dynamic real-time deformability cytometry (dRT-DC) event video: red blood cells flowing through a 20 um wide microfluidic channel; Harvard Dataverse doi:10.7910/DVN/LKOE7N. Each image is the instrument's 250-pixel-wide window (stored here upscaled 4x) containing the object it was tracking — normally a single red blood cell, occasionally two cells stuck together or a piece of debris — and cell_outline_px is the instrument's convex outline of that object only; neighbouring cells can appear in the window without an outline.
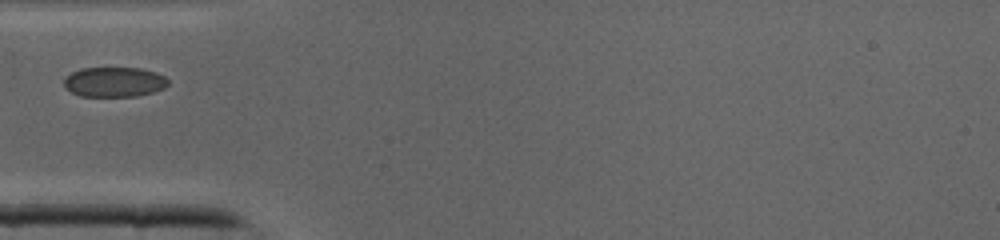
{"species": "common noctule bat (a hibernating species)", "species_latin": "Nyctalus noctula", "temperature_condition": "cold", "stored_images_in_passage": 25, "camera_frame_rate_fps": 3000, "um_per_image_px": 0.085, "animal": {"sex": "male", "body_mass_g": 19.0, "forearm_length_mm": 50.8}, "frame": {"image": 1, "passage_image": 1, "time_ms": 0.0, "image_size_px": [1000, 240], "cell_outline_px": [[168, 84], [164, 88], [152, 92], [136, 96], [80, 96], [64, 88], [64, 76], [80, 68], [140, 68], [156, 72], [164, 76], [168, 80]], "centroid_in_image_um": [9.68, 6.96], "position_along_channel_um": 75.3, "area_um2": 18.21}}
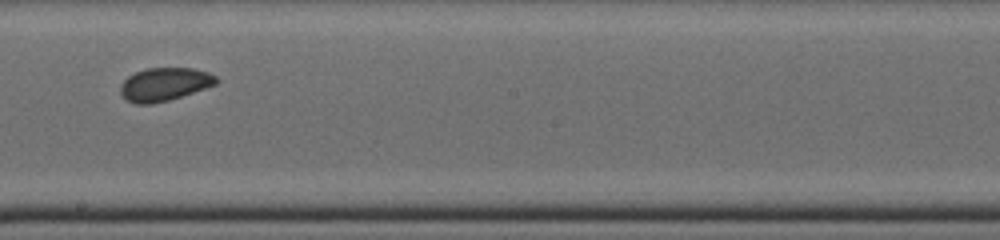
{"frame": {"image": 2, "passage_image": 11, "time_ms": 3.333, "image_size_px": [1000, 240], "cell_outline_px": [[220, 80], [216, 84], [168, 100], [152, 104], [136, 104], [128, 100], [120, 92], [120, 84], [128, 76], [136, 72], [148, 68], [192, 68], [208, 72], [216, 76]], "centroid_in_image_um": [13.98, 7.15], "position_along_channel_um": 234.2, "area_um2": 18.32}}
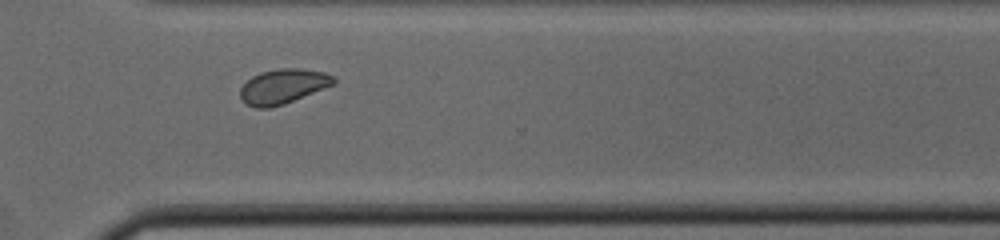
{"frame": {"image": 3, "passage_image": 18, "time_ms": 5.667, "image_size_px": [1000, 240], "cell_outline_px": [[336, 84], [284, 104], [268, 108], [256, 108], [248, 104], [240, 96], [240, 88], [252, 76], [260, 72], [280, 68], [300, 68], [324, 72], [332, 76], [336, 80]], "centroid_in_image_um": [24.08, 7.33], "position_along_channel_um": 346.5, "area_um2": 18.84}}